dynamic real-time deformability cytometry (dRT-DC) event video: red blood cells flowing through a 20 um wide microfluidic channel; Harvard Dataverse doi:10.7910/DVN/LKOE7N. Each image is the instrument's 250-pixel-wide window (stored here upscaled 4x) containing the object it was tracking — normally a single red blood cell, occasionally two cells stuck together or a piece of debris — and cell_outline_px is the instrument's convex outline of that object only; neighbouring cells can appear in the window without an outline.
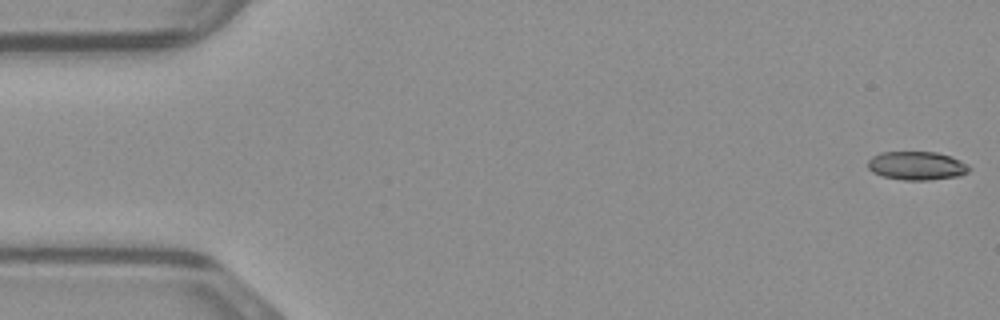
{"species": "common noctule bat (a hibernating species)", "species_latin": "Nyctalus noctula", "temperature_condition": "warm", "stored_images_in_passage": 48, "camera_frame_rate_fps": 3000, "um_per_image_px": 0.085, "animal": {"sex": "male", "body_mass_g": 23.1, "forearm_length_mm": 52.7}, "frame": {"image": 1, "passage_image": 1, "time_ms": 0.0, "image_size_px": [1000, 320], "cell_outline_px": [[972, 168], [968, 172], [960, 176], [928, 180], [904, 180], [884, 176], [872, 172], [868, 168], [868, 160], [872, 156], [880, 152], [936, 152], [960, 160], [968, 164]], "centroid_in_image_um": [77.94, 14.09], "position_along_channel_um": 7.1, "area_um2": 16.88}}
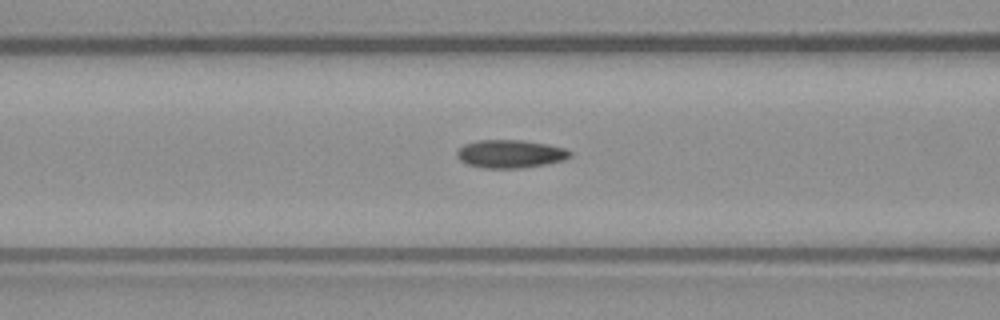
{"frame": {"image": 2, "passage_image": 19, "time_ms": 6.0, "image_size_px": [1000, 320], "cell_outline_px": [[572, 156], [564, 160], [544, 164], [520, 168], [484, 168], [468, 164], [460, 160], [456, 156], [456, 148], [464, 144], [476, 140], [524, 140], [548, 144], [564, 148], [572, 152]], "centroid_in_image_um": [43.35, 13.07], "position_along_channel_um": 123.3, "area_um2": 18.67}}
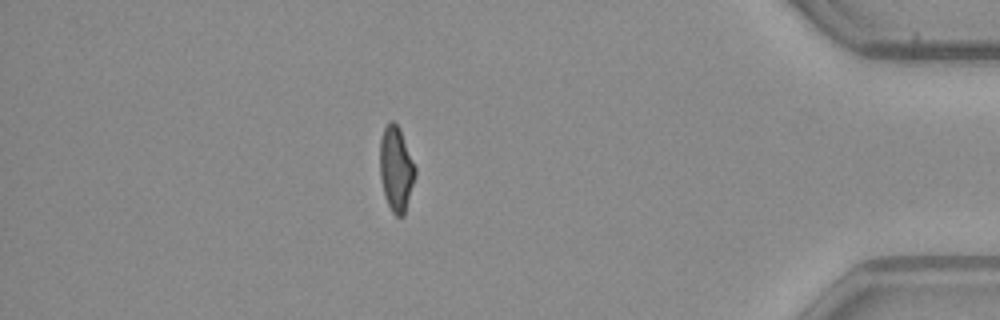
{"frame": {"image": 3, "passage_image": 42, "time_ms": 13.667, "image_size_px": [1000, 320], "cell_outline_px": [[416, 172], [404, 216], [396, 216], [392, 212], [384, 196], [380, 176], [380, 140], [384, 128], [388, 120], [392, 120], [400, 128], [416, 168]], "centroid_in_image_um": [33.66, 14.34], "position_along_channel_um": 401.5, "area_um2": 17.46}}